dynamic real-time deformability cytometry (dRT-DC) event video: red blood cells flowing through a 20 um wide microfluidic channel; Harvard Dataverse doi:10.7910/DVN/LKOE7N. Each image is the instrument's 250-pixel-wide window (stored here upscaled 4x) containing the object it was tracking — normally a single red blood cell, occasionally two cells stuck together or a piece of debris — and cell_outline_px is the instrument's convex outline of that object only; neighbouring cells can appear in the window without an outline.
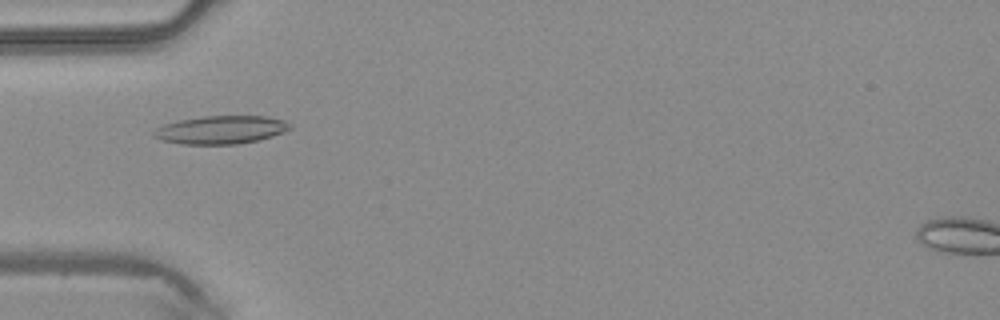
{"species": "common noctule bat (a hibernating species)", "species_latin": "Nyctalus noctula", "temperature_condition": "warm", "stored_images_in_passage": 49, "camera_frame_rate_fps": 3000, "um_per_image_px": 0.085, "animal": {"sex": "male", "body_mass_g": 20.4}, "frame": {"image": 1, "passage_image": 16, "time_ms": 5.0, "image_size_px": [1000, 320], "cell_outline_px": [[292, 128], [272, 136], [260, 140], [240, 144], [180, 144], [160, 140], [152, 136], [152, 132], [156, 128], [164, 124], [180, 120], [204, 116], [268, 116], [284, 120], [292, 124]], "centroid_in_image_um": [18.78, 11.04], "position_along_channel_um": 66.2, "area_um2": 22.54}}
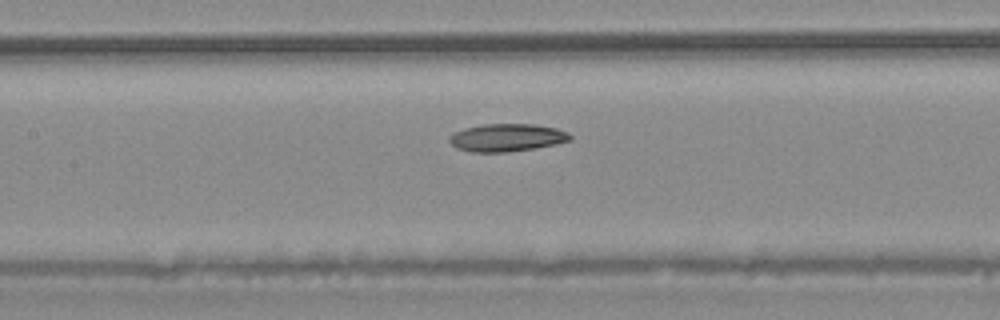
{"frame": {"image": 2, "passage_image": 23, "time_ms": 7.333, "image_size_px": [1000, 320], "cell_outline_px": [[572, 140], [556, 144], [536, 148], [504, 152], [472, 152], [456, 148], [448, 140], [448, 136], [464, 128], [484, 124], [536, 124], [556, 128], [568, 132], [572, 136]], "centroid_in_image_um": [43.1, 11.69], "position_along_channel_um": 164.3, "area_um2": 19.59}}
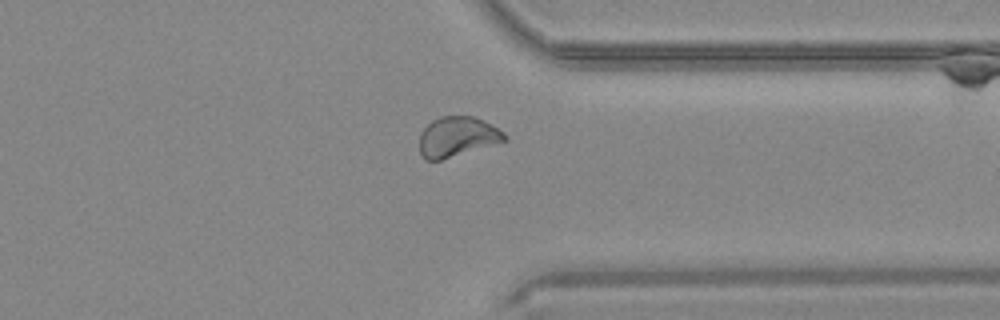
{"frame": {"image": 3, "passage_image": 38, "time_ms": 12.333, "image_size_px": [1000, 320], "cell_outline_px": [[508, 140], [440, 160], [424, 160], [420, 156], [420, 132], [432, 120], [440, 116], [472, 116], [484, 120], [504, 132], [508, 136]], "centroid_in_image_um": [38.86, 11.62], "position_along_channel_um": 372.5, "area_um2": 19.88}, "authors_computed_cell_mechanics": {"area_um2": 20.808, "velocity_mm_per_s": 4.2081, "shape_relaxation_time_tau1_ms": null, "shape_relaxation_time_tau2_ms": 6.4783, "deformation_change_tau1": null, "deformation_change_tau2": 0.1233}}